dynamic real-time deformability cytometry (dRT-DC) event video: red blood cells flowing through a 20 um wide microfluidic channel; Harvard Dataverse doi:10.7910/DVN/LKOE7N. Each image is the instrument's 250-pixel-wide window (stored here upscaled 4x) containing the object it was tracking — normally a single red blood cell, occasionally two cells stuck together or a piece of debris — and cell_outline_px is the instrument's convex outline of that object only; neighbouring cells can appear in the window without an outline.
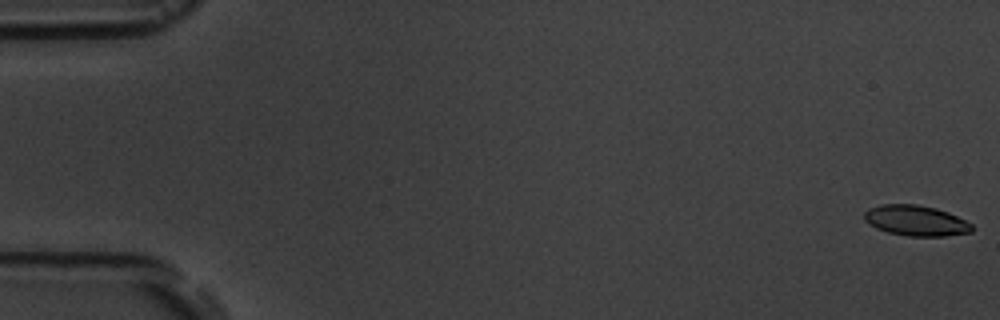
{"species": "common noctule bat (a hibernating species)", "species_latin": "Nyctalus noctula", "temperature_condition": "room temperature", "stored_images_in_passage": 11, "camera_frame_rate_fps": 3000, "um_per_image_px": 0.085, "animal": {"sex": "male", "body_mass_g": 19.5, "forearm_length_mm": 54.6}, "frame": {"image": 1, "passage_image": 1, "time_ms": 0.0, "image_size_px": [1000, 320], "cell_outline_px": [[972, 232], [944, 236], [908, 236], [888, 232], [876, 228], [868, 224], [864, 220], [864, 212], [868, 208], [880, 204], [916, 204], [936, 208], [948, 212], [972, 224]], "centroid_in_image_um": [77.81, 18.74], "position_along_channel_um": 7.2, "area_um2": 19.19}}
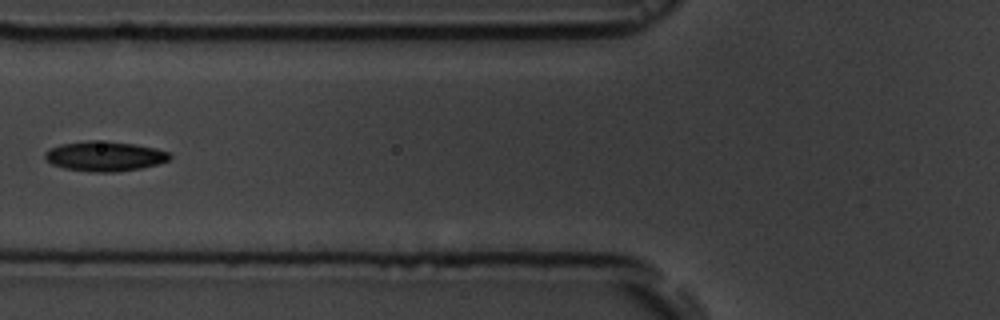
{"frame": {"image": 2, "passage_image": 7, "time_ms": 7.0, "image_size_px": [1000, 320], "cell_outline_px": [[172, 156], [168, 160], [156, 164], [140, 168], [116, 172], [92, 172], [64, 168], [52, 164], [44, 156], [44, 152], [48, 148], [60, 144], [88, 140], [108, 140], [136, 144], [156, 148], [168, 152]], "centroid_in_image_um": [8.88, 13.26], "position_along_channel_um": 116.9, "area_um2": 21.91}}
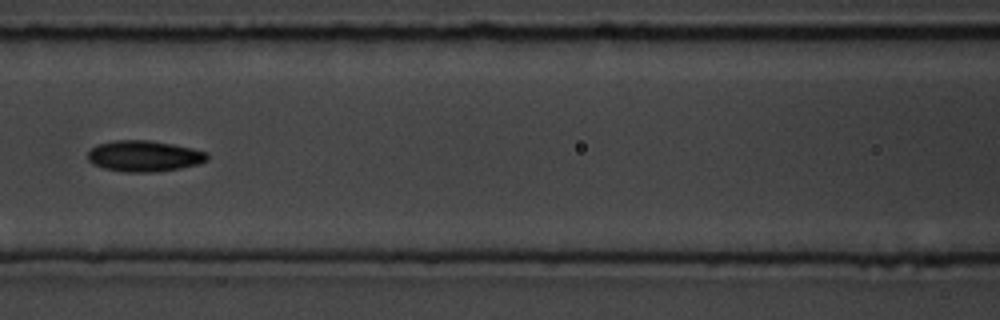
{"frame": {"image": 3, "passage_image": 8, "time_ms": 8.0, "image_size_px": [1000, 320], "cell_outline_px": [[208, 160], [200, 164], [180, 168], [156, 172], [124, 172], [104, 168], [92, 164], [88, 160], [88, 152], [96, 144], [112, 140], [148, 140], [172, 144], [192, 148], [208, 152]], "centroid_in_image_um": [12.25, 13.26], "position_along_channel_um": 154.3, "area_um2": 21.79}}